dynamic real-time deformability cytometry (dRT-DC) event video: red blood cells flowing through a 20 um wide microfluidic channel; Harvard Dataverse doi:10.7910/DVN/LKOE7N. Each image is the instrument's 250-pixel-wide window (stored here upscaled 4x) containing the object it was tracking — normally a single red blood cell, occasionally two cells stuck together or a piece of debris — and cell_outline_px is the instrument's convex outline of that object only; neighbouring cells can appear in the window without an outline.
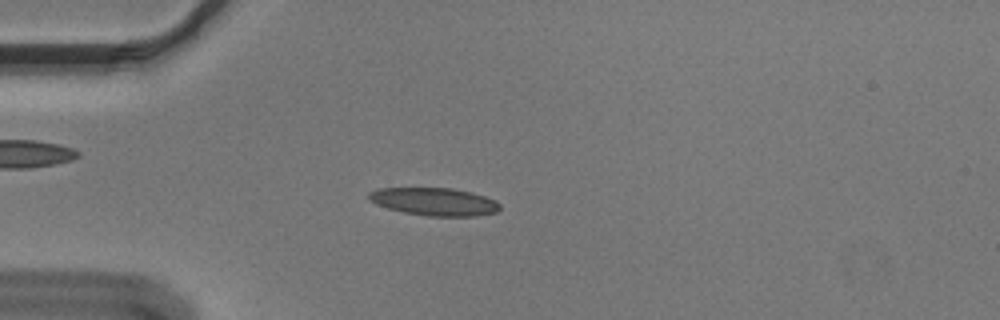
{"species": "Egyptian fruit bat (a non-hibernating species)", "species_latin": "Rousettus aegyptiacus", "temperature_condition": "cold", "stored_images_in_passage": 47, "camera_frame_rate_fps": 3000, "um_per_image_px": 0.085, "animal": {"sex": "male"}, "frame": {"image": 1, "passage_image": 7, "time_ms": 2.0, "image_size_px": [1000, 320], "cell_outline_px": [[500, 208], [496, 212], [476, 216], [428, 216], [404, 212], [388, 208], [376, 204], [368, 200], [368, 192], [376, 188], [452, 188], [472, 192], [496, 200], [500, 204]], "centroid_in_image_um": [36.9, 17.13], "position_along_channel_um": 48.1, "area_um2": 21.33}}
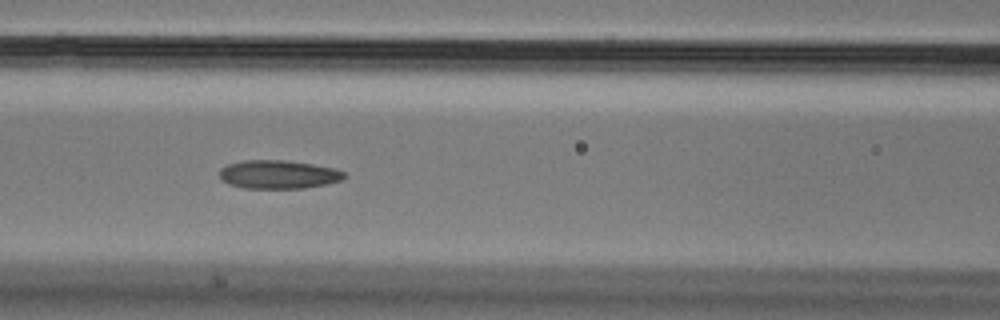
{"frame": {"image": 2, "passage_image": 16, "time_ms": 5.0, "image_size_px": [1000, 320], "cell_outline_px": [[348, 176], [344, 180], [304, 188], [244, 188], [228, 184], [220, 180], [220, 168], [228, 164], [244, 160], [284, 160], [312, 164], [332, 168], [344, 172]], "centroid_in_image_um": [23.65, 14.83], "position_along_channel_um": 143.0, "area_um2": 20.75}}
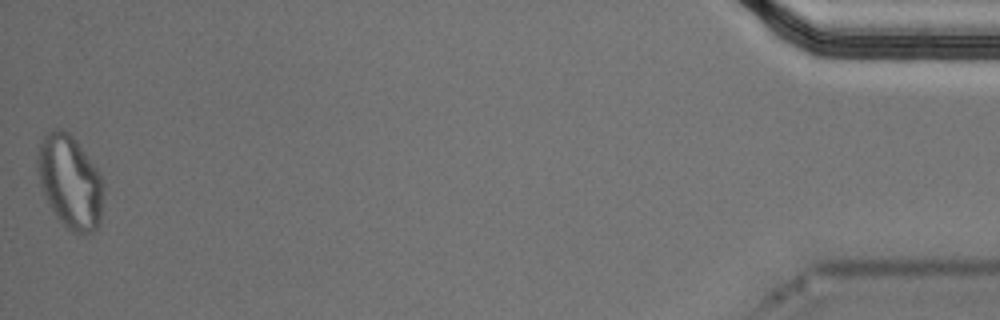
{"frame": {"image": 3, "passage_image": 47, "time_ms": 15.333, "image_size_px": [1000, 320], "cell_outline_px": [[104, 188], [100, 224], [92, 232], [84, 236], [72, 232], [56, 216], [40, 184], [36, 168], [36, 156], [40, 144], [44, 136], [52, 128], [60, 128], [68, 132], [76, 140], [96, 168], [104, 180]], "centroid_in_image_um": [5.97, 15.46], "position_along_channel_um": 429.2, "area_um2": 35.95}, "authors_computed_cell_mechanics": {"area_um2": 21.0392, "velocity_mm_per_s": 3.6357, "shape_relaxation_time_tau1_ms": null, "shape_relaxation_time_tau2_ms": 3.5484, "deformation_change_tau1": null, "deformation_change_tau2": 0.0957}}